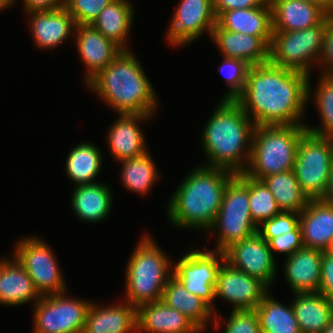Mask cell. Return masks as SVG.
I'll return each instance as SVG.
<instances>
[{
    "label": "cell",
    "mask_w": 333,
    "mask_h": 333,
    "mask_svg": "<svg viewBox=\"0 0 333 333\" xmlns=\"http://www.w3.org/2000/svg\"><path fill=\"white\" fill-rule=\"evenodd\" d=\"M308 77L270 62L253 65L235 100L255 126L305 125Z\"/></svg>",
    "instance_id": "1"
},
{
    "label": "cell",
    "mask_w": 333,
    "mask_h": 333,
    "mask_svg": "<svg viewBox=\"0 0 333 333\" xmlns=\"http://www.w3.org/2000/svg\"><path fill=\"white\" fill-rule=\"evenodd\" d=\"M321 73L333 74V20L327 25L318 64ZM322 67V68H321Z\"/></svg>",
    "instance_id": "42"
},
{
    "label": "cell",
    "mask_w": 333,
    "mask_h": 333,
    "mask_svg": "<svg viewBox=\"0 0 333 333\" xmlns=\"http://www.w3.org/2000/svg\"><path fill=\"white\" fill-rule=\"evenodd\" d=\"M94 143L82 142L75 145L67 155L65 173L74 186L96 183L102 169L103 154Z\"/></svg>",
    "instance_id": "31"
},
{
    "label": "cell",
    "mask_w": 333,
    "mask_h": 333,
    "mask_svg": "<svg viewBox=\"0 0 333 333\" xmlns=\"http://www.w3.org/2000/svg\"><path fill=\"white\" fill-rule=\"evenodd\" d=\"M210 39L222 53V58L240 59L250 66L269 62V46L272 37L230 32L216 24Z\"/></svg>",
    "instance_id": "18"
},
{
    "label": "cell",
    "mask_w": 333,
    "mask_h": 333,
    "mask_svg": "<svg viewBox=\"0 0 333 333\" xmlns=\"http://www.w3.org/2000/svg\"><path fill=\"white\" fill-rule=\"evenodd\" d=\"M250 67L243 60L223 57L218 71L223 74L228 84V92L221 99L235 100L242 93Z\"/></svg>",
    "instance_id": "37"
},
{
    "label": "cell",
    "mask_w": 333,
    "mask_h": 333,
    "mask_svg": "<svg viewBox=\"0 0 333 333\" xmlns=\"http://www.w3.org/2000/svg\"><path fill=\"white\" fill-rule=\"evenodd\" d=\"M323 252L319 249L302 247L284 259V277L292 294L319 291Z\"/></svg>",
    "instance_id": "19"
},
{
    "label": "cell",
    "mask_w": 333,
    "mask_h": 333,
    "mask_svg": "<svg viewBox=\"0 0 333 333\" xmlns=\"http://www.w3.org/2000/svg\"><path fill=\"white\" fill-rule=\"evenodd\" d=\"M299 225V213L281 211L271 219L263 221L257 233L267 242L282 233L292 232Z\"/></svg>",
    "instance_id": "40"
},
{
    "label": "cell",
    "mask_w": 333,
    "mask_h": 333,
    "mask_svg": "<svg viewBox=\"0 0 333 333\" xmlns=\"http://www.w3.org/2000/svg\"><path fill=\"white\" fill-rule=\"evenodd\" d=\"M14 256L33 281L40 296L68 291L57 257L46 240L28 236L14 244Z\"/></svg>",
    "instance_id": "10"
},
{
    "label": "cell",
    "mask_w": 333,
    "mask_h": 333,
    "mask_svg": "<svg viewBox=\"0 0 333 333\" xmlns=\"http://www.w3.org/2000/svg\"><path fill=\"white\" fill-rule=\"evenodd\" d=\"M121 167V181L127 191L140 195H148L156 182L160 179L159 170L156 168L149 151L142 156L119 161Z\"/></svg>",
    "instance_id": "34"
},
{
    "label": "cell",
    "mask_w": 333,
    "mask_h": 333,
    "mask_svg": "<svg viewBox=\"0 0 333 333\" xmlns=\"http://www.w3.org/2000/svg\"><path fill=\"white\" fill-rule=\"evenodd\" d=\"M333 301V254L323 252L319 291Z\"/></svg>",
    "instance_id": "43"
},
{
    "label": "cell",
    "mask_w": 333,
    "mask_h": 333,
    "mask_svg": "<svg viewBox=\"0 0 333 333\" xmlns=\"http://www.w3.org/2000/svg\"><path fill=\"white\" fill-rule=\"evenodd\" d=\"M323 333H333V318L330 320Z\"/></svg>",
    "instance_id": "49"
},
{
    "label": "cell",
    "mask_w": 333,
    "mask_h": 333,
    "mask_svg": "<svg viewBox=\"0 0 333 333\" xmlns=\"http://www.w3.org/2000/svg\"><path fill=\"white\" fill-rule=\"evenodd\" d=\"M273 256L275 252L286 255V258L303 247L301 228L298 225L292 232L282 233L268 241Z\"/></svg>",
    "instance_id": "41"
},
{
    "label": "cell",
    "mask_w": 333,
    "mask_h": 333,
    "mask_svg": "<svg viewBox=\"0 0 333 333\" xmlns=\"http://www.w3.org/2000/svg\"><path fill=\"white\" fill-rule=\"evenodd\" d=\"M273 31H299L320 24L328 14L310 2L300 0H269Z\"/></svg>",
    "instance_id": "25"
},
{
    "label": "cell",
    "mask_w": 333,
    "mask_h": 333,
    "mask_svg": "<svg viewBox=\"0 0 333 333\" xmlns=\"http://www.w3.org/2000/svg\"><path fill=\"white\" fill-rule=\"evenodd\" d=\"M40 298L32 279L16 257L13 255V258H1L0 304L15 307L32 301L34 305Z\"/></svg>",
    "instance_id": "24"
},
{
    "label": "cell",
    "mask_w": 333,
    "mask_h": 333,
    "mask_svg": "<svg viewBox=\"0 0 333 333\" xmlns=\"http://www.w3.org/2000/svg\"><path fill=\"white\" fill-rule=\"evenodd\" d=\"M134 6L130 0H113L91 24L122 50H130L128 37L134 20Z\"/></svg>",
    "instance_id": "30"
},
{
    "label": "cell",
    "mask_w": 333,
    "mask_h": 333,
    "mask_svg": "<svg viewBox=\"0 0 333 333\" xmlns=\"http://www.w3.org/2000/svg\"><path fill=\"white\" fill-rule=\"evenodd\" d=\"M22 6L26 13L52 11L62 8L64 0H22Z\"/></svg>",
    "instance_id": "45"
},
{
    "label": "cell",
    "mask_w": 333,
    "mask_h": 333,
    "mask_svg": "<svg viewBox=\"0 0 333 333\" xmlns=\"http://www.w3.org/2000/svg\"><path fill=\"white\" fill-rule=\"evenodd\" d=\"M303 247L327 251L333 241V206L321 199H310L299 213Z\"/></svg>",
    "instance_id": "23"
},
{
    "label": "cell",
    "mask_w": 333,
    "mask_h": 333,
    "mask_svg": "<svg viewBox=\"0 0 333 333\" xmlns=\"http://www.w3.org/2000/svg\"><path fill=\"white\" fill-rule=\"evenodd\" d=\"M224 256L232 267L257 278L269 289L273 286L279 267L268 242L258 233L232 244Z\"/></svg>",
    "instance_id": "14"
},
{
    "label": "cell",
    "mask_w": 333,
    "mask_h": 333,
    "mask_svg": "<svg viewBox=\"0 0 333 333\" xmlns=\"http://www.w3.org/2000/svg\"><path fill=\"white\" fill-rule=\"evenodd\" d=\"M291 301L301 333H323L333 318V301L316 293L293 294Z\"/></svg>",
    "instance_id": "28"
},
{
    "label": "cell",
    "mask_w": 333,
    "mask_h": 333,
    "mask_svg": "<svg viewBox=\"0 0 333 333\" xmlns=\"http://www.w3.org/2000/svg\"><path fill=\"white\" fill-rule=\"evenodd\" d=\"M320 6L328 15H332L333 0H300Z\"/></svg>",
    "instance_id": "47"
},
{
    "label": "cell",
    "mask_w": 333,
    "mask_h": 333,
    "mask_svg": "<svg viewBox=\"0 0 333 333\" xmlns=\"http://www.w3.org/2000/svg\"><path fill=\"white\" fill-rule=\"evenodd\" d=\"M257 229L250 214L249 176L236 174L227 183L216 220L208 233L218 231L214 248L224 252L232 244L257 233Z\"/></svg>",
    "instance_id": "7"
},
{
    "label": "cell",
    "mask_w": 333,
    "mask_h": 333,
    "mask_svg": "<svg viewBox=\"0 0 333 333\" xmlns=\"http://www.w3.org/2000/svg\"><path fill=\"white\" fill-rule=\"evenodd\" d=\"M151 237L142 235L126 265L124 301L136 309L162 300L163 289L173 275L174 262Z\"/></svg>",
    "instance_id": "5"
},
{
    "label": "cell",
    "mask_w": 333,
    "mask_h": 333,
    "mask_svg": "<svg viewBox=\"0 0 333 333\" xmlns=\"http://www.w3.org/2000/svg\"><path fill=\"white\" fill-rule=\"evenodd\" d=\"M137 309L128 302L105 307L92 301L82 333H136Z\"/></svg>",
    "instance_id": "21"
},
{
    "label": "cell",
    "mask_w": 333,
    "mask_h": 333,
    "mask_svg": "<svg viewBox=\"0 0 333 333\" xmlns=\"http://www.w3.org/2000/svg\"><path fill=\"white\" fill-rule=\"evenodd\" d=\"M111 192L110 185L102 181L74 186L70 202L76 218L87 223L106 219L113 205Z\"/></svg>",
    "instance_id": "26"
},
{
    "label": "cell",
    "mask_w": 333,
    "mask_h": 333,
    "mask_svg": "<svg viewBox=\"0 0 333 333\" xmlns=\"http://www.w3.org/2000/svg\"><path fill=\"white\" fill-rule=\"evenodd\" d=\"M322 201L326 202L327 204H330L333 206V164L330 169L329 173V179L326 187V191L320 198Z\"/></svg>",
    "instance_id": "46"
},
{
    "label": "cell",
    "mask_w": 333,
    "mask_h": 333,
    "mask_svg": "<svg viewBox=\"0 0 333 333\" xmlns=\"http://www.w3.org/2000/svg\"><path fill=\"white\" fill-rule=\"evenodd\" d=\"M76 48L85 70V85L106 68L121 52V48L91 25H76Z\"/></svg>",
    "instance_id": "16"
},
{
    "label": "cell",
    "mask_w": 333,
    "mask_h": 333,
    "mask_svg": "<svg viewBox=\"0 0 333 333\" xmlns=\"http://www.w3.org/2000/svg\"><path fill=\"white\" fill-rule=\"evenodd\" d=\"M270 292L255 308L261 333H301L292 305L277 301Z\"/></svg>",
    "instance_id": "32"
},
{
    "label": "cell",
    "mask_w": 333,
    "mask_h": 333,
    "mask_svg": "<svg viewBox=\"0 0 333 333\" xmlns=\"http://www.w3.org/2000/svg\"><path fill=\"white\" fill-rule=\"evenodd\" d=\"M217 24L230 32L258 37H272V8L267 0L262 6L222 12Z\"/></svg>",
    "instance_id": "27"
},
{
    "label": "cell",
    "mask_w": 333,
    "mask_h": 333,
    "mask_svg": "<svg viewBox=\"0 0 333 333\" xmlns=\"http://www.w3.org/2000/svg\"><path fill=\"white\" fill-rule=\"evenodd\" d=\"M262 181L272 192L281 211L300 213L310 201L301 189L294 170L269 175Z\"/></svg>",
    "instance_id": "33"
},
{
    "label": "cell",
    "mask_w": 333,
    "mask_h": 333,
    "mask_svg": "<svg viewBox=\"0 0 333 333\" xmlns=\"http://www.w3.org/2000/svg\"><path fill=\"white\" fill-rule=\"evenodd\" d=\"M67 292L41 296L34 304L33 333H82L92 302Z\"/></svg>",
    "instance_id": "12"
},
{
    "label": "cell",
    "mask_w": 333,
    "mask_h": 333,
    "mask_svg": "<svg viewBox=\"0 0 333 333\" xmlns=\"http://www.w3.org/2000/svg\"><path fill=\"white\" fill-rule=\"evenodd\" d=\"M305 125H259L252 137L251 156L245 174L263 178L294 169L298 143Z\"/></svg>",
    "instance_id": "6"
},
{
    "label": "cell",
    "mask_w": 333,
    "mask_h": 333,
    "mask_svg": "<svg viewBox=\"0 0 333 333\" xmlns=\"http://www.w3.org/2000/svg\"><path fill=\"white\" fill-rule=\"evenodd\" d=\"M333 164V138L306 131L297 146L294 172L309 199H320L326 191Z\"/></svg>",
    "instance_id": "9"
},
{
    "label": "cell",
    "mask_w": 333,
    "mask_h": 333,
    "mask_svg": "<svg viewBox=\"0 0 333 333\" xmlns=\"http://www.w3.org/2000/svg\"><path fill=\"white\" fill-rule=\"evenodd\" d=\"M106 133L111 156L116 161L142 156L147 151L146 137L139 124L147 122L153 115L118 114Z\"/></svg>",
    "instance_id": "17"
},
{
    "label": "cell",
    "mask_w": 333,
    "mask_h": 333,
    "mask_svg": "<svg viewBox=\"0 0 333 333\" xmlns=\"http://www.w3.org/2000/svg\"><path fill=\"white\" fill-rule=\"evenodd\" d=\"M249 206L251 219L257 226L281 212L272 192L264 182L251 177H249Z\"/></svg>",
    "instance_id": "36"
},
{
    "label": "cell",
    "mask_w": 333,
    "mask_h": 333,
    "mask_svg": "<svg viewBox=\"0 0 333 333\" xmlns=\"http://www.w3.org/2000/svg\"><path fill=\"white\" fill-rule=\"evenodd\" d=\"M162 301L189 318L202 332L208 328L209 322L213 324L215 314L212 308L187 291L173 275L163 289Z\"/></svg>",
    "instance_id": "29"
},
{
    "label": "cell",
    "mask_w": 333,
    "mask_h": 333,
    "mask_svg": "<svg viewBox=\"0 0 333 333\" xmlns=\"http://www.w3.org/2000/svg\"><path fill=\"white\" fill-rule=\"evenodd\" d=\"M236 174L199 165L183 178L167 203L166 216L175 228L208 232L216 220L227 183Z\"/></svg>",
    "instance_id": "3"
},
{
    "label": "cell",
    "mask_w": 333,
    "mask_h": 333,
    "mask_svg": "<svg viewBox=\"0 0 333 333\" xmlns=\"http://www.w3.org/2000/svg\"><path fill=\"white\" fill-rule=\"evenodd\" d=\"M137 333H203L189 318L162 300L137 308Z\"/></svg>",
    "instance_id": "22"
},
{
    "label": "cell",
    "mask_w": 333,
    "mask_h": 333,
    "mask_svg": "<svg viewBox=\"0 0 333 333\" xmlns=\"http://www.w3.org/2000/svg\"><path fill=\"white\" fill-rule=\"evenodd\" d=\"M173 263V276L187 291L198 296L218 314L213 303L218 271L225 261L224 252L219 250L193 248ZM207 249V250H206ZM214 304V305H213Z\"/></svg>",
    "instance_id": "11"
},
{
    "label": "cell",
    "mask_w": 333,
    "mask_h": 333,
    "mask_svg": "<svg viewBox=\"0 0 333 333\" xmlns=\"http://www.w3.org/2000/svg\"><path fill=\"white\" fill-rule=\"evenodd\" d=\"M267 0H213V10L218 17L222 12L262 6Z\"/></svg>",
    "instance_id": "44"
},
{
    "label": "cell",
    "mask_w": 333,
    "mask_h": 333,
    "mask_svg": "<svg viewBox=\"0 0 333 333\" xmlns=\"http://www.w3.org/2000/svg\"><path fill=\"white\" fill-rule=\"evenodd\" d=\"M270 289L257 278L251 277L224 261L219 268L215 285V298L231 304L232 311L255 310Z\"/></svg>",
    "instance_id": "15"
},
{
    "label": "cell",
    "mask_w": 333,
    "mask_h": 333,
    "mask_svg": "<svg viewBox=\"0 0 333 333\" xmlns=\"http://www.w3.org/2000/svg\"><path fill=\"white\" fill-rule=\"evenodd\" d=\"M201 134L208 160L202 165L244 173L250 160L254 122L236 100L221 99Z\"/></svg>",
    "instance_id": "2"
},
{
    "label": "cell",
    "mask_w": 333,
    "mask_h": 333,
    "mask_svg": "<svg viewBox=\"0 0 333 333\" xmlns=\"http://www.w3.org/2000/svg\"><path fill=\"white\" fill-rule=\"evenodd\" d=\"M318 78L316 89L312 92L310 85L311 77H308L307 84V103L314 98L316 109L319 113V126H309L305 124L307 131L323 136L333 138V74L321 73ZM313 96V97H312ZM311 97V98H310ZM321 124V125H320Z\"/></svg>",
    "instance_id": "35"
},
{
    "label": "cell",
    "mask_w": 333,
    "mask_h": 333,
    "mask_svg": "<svg viewBox=\"0 0 333 333\" xmlns=\"http://www.w3.org/2000/svg\"><path fill=\"white\" fill-rule=\"evenodd\" d=\"M176 6L165 36L171 46H186L204 33L211 38L217 24L213 0H180Z\"/></svg>",
    "instance_id": "13"
},
{
    "label": "cell",
    "mask_w": 333,
    "mask_h": 333,
    "mask_svg": "<svg viewBox=\"0 0 333 333\" xmlns=\"http://www.w3.org/2000/svg\"><path fill=\"white\" fill-rule=\"evenodd\" d=\"M14 5V0H0V12L3 10L11 8Z\"/></svg>",
    "instance_id": "48"
},
{
    "label": "cell",
    "mask_w": 333,
    "mask_h": 333,
    "mask_svg": "<svg viewBox=\"0 0 333 333\" xmlns=\"http://www.w3.org/2000/svg\"><path fill=\"white\" fill-rule=\"evenodd\" d=\"M136 55L121 50L86 86L117 114L154 115L158 97Z\"/></svg>",
    "instance_id": "4"
},
{
    "label": "cell",
    "mask_w": 333,
    "mask_h": 333,
    "mask_svg": "<svg viewBox=\"0 0 333 333\" xmlns=\"http://www.w3.org/2000/svg\"><path fill=\"white\" fill-rule=\"evenodd\" d=\"M328 253L333 254V241L331 243L330 248L327 250Z\"/></svg>",
    "instance_id": "50"
},
{
    "label": "cell",
    "mask_w": 333,
    "mask_h": 333,
    "mask_svg": "<svg viewBox=\"0 0 333 333\" xmlns=\"http://www.w3.org/2000/svg\"><path fill=\"white\" fill-rule=\"evenodd\" d=\"M113 0H64L63 7L73 17L75 25H91Z\"/></svg>",
    "instance_id": "39"
},
{
    "label": "cell",
    "mask_w": 333,
    "mask_h": 333,
    "mask_svg": "<svg viewBox=\"0 0 333 333\" xmlns=\"http://www.w3.org/2000/svg\"><path fill=\"white\" fill-rule=\"evenodd\" d=\"M36 47L49 50L63 44L74 33L73 17L62 7L52 11L26 13Z\"/></svg>",
    "instance_id": "20"
},
{
    "label": "cell",
    "mask_w": 333,
    "mask_h": 333,
    "mask_svg": "<svg viewBox=\"0 0 333 333\" xmlns=\"http://www.w3.org/2000/svg\"><path fill=\"white\" fill-rule=\"evenodd\" d=\"M333 20L328 15L320 24L299 31H273L269 62L275 66L311 75L322 51L323 36Z\"/></svg>",
    "instance_id": "8"
},
{
    "label": "cell",
    "mask_w": 333,
    "mask_h": 333,
    "mask_svg": "<svg viewBox=\"0 0 333 333\" xmlns=\"http://www.w3.org/2000/svg\"><path fill=\"white\" fill-rule=\"evenodd\" d=\"M227 318L225 324L221 322L222 319L219 314L214 316L213 329L218 330L222 325H225L223 333H261V328L259 326L258 316L255 310H240L232 311Z\"/></svg>",
    "instance_id": "38"
}]
</instances>
